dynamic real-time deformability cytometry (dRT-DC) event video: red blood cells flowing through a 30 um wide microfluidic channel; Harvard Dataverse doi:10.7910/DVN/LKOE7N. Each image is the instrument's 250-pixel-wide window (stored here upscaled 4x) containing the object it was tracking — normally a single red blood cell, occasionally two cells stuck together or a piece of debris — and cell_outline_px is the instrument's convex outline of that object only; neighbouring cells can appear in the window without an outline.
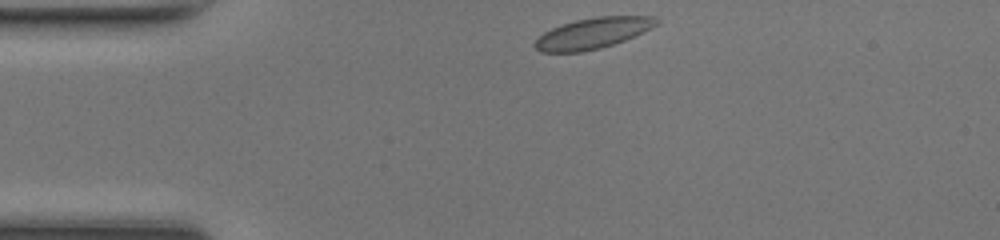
{"species": "common noctule bat (a hibernating species)", "species_latin": "Nyctalus noctula", "temperature_condition": "room temperature", "stored_images_in_passage": 39, "camera_frame_rate_fps": 3000, "um_per_image_px": 0.085, "animal": {"sex": "female", "body_mass_g": 17.0, "forearm_length_mm": 48.0}, "frame": {"image": 1, "passage_image": 1, "time_ms": 0.0, "image_size_px": [1000, 240], "cell_outline_px": [[660, 24], [644, 32], [624, 40], [600, 48], [580, 52], [540, 52], [532, 44], [544, 32], [552, 28], [576, 20], [596, 16], [656, 16], [660, 20]], "centroid_in_image_um": [50.43, 2.81], "position_along_channel_um": 34.6, "area_um2": 21.85}}
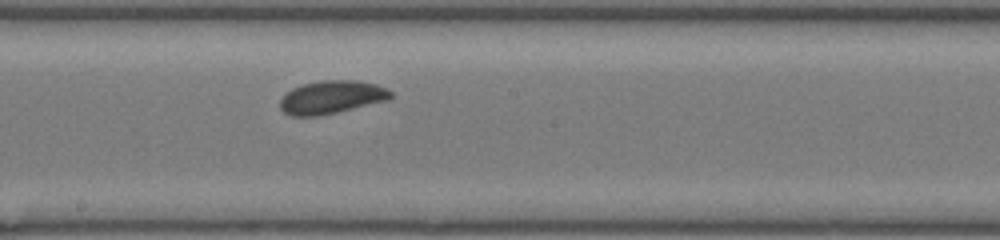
{"frame": {"image": 2, "passage_image": 17, "time_ms": 5.333, "image_size_px": [1000, 240], "cell_outline_px": [[392, 96], [388, 100], [336, 112], [316, 116], [292, 116], [284, 112], [280, 108], [280, 100], [284, 92], [292, 88], [304, 84], [320, 80], [356, 80], [376, 84], [392, 92]], "centroid_in_image_um": [28.14, 8.25], "position_along_channel_um": 220.1, "area_um2": 21.27}}
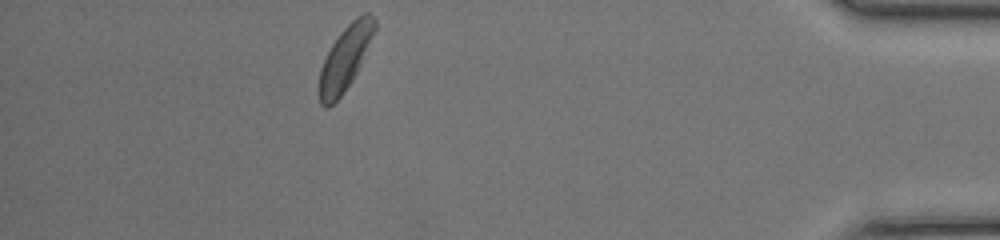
{"frame": {"image": 3, "passage_image": 34, "time_ms": 11.0, "image_size_px": [1000, 240], "cell_outline_px": [[376, 28], [360, 64], [352, 80], [344, 92], [328, 108], [324, 108], [320, 104], [316, 92], [320, 68], [332, 44], [340, 32], [356, 16], [364, 12], [368, 12], [376, 20]], "centroid_in_image_um": [29.29, 4.98], "position_along_channel_um": 405.9, "area_um2": 20.81}, "authors_computed_cell_mechanics": {"area_um2": 21.097, "velocity_mm_per_s": 4.2406, "shape_relaxation_time_tau1_ms": 3.9427, "shape_relaxation_time_tau2_ms": null, "deformation_change_tau1": 0.1298, "deformation_change_tau2": null}}